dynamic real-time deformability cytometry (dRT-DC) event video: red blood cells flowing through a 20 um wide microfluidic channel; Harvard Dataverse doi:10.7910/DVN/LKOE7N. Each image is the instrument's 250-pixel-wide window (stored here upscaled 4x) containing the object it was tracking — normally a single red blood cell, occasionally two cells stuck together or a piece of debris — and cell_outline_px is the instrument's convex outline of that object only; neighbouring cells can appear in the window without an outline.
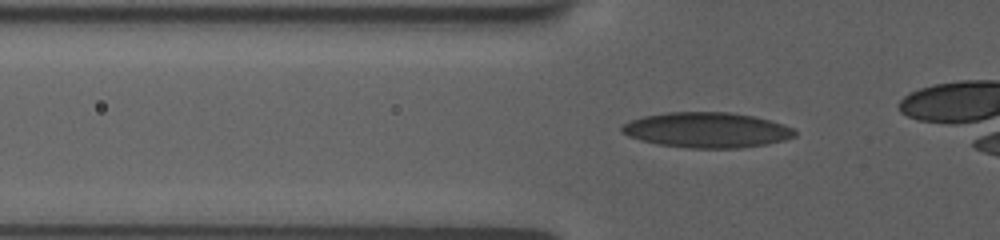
{"species": "human", "species_latin": "Homo sapiens", "temperature_condition": "room temperature", "stored_images_in_passage": 38, "camera_frame_rate_fps": 3000, "um_per_image_px": 0.085, "donor": {"sex": "female"}, "frame": {"image": 1, "passage_image": 9, "time_ms": 2.667, "image_size_px": [1000, 240], "cell_outline_px": [[796, 136], [784, 140], [764, 144], [740, 148], [688, 148], [656, 144], [640, 140], [628, 136], [620, 132], [620, 128], [624, 124], [632, 120], [644, 116], [668, 112], [728, 112], [752, 116], [772, 120], [784, 124], [792, 128], [796, 132]], "centroid_in_image_um": [60.07, 11.05], "position_along_channel_um": 65.7, "area_um2": 35.6}}
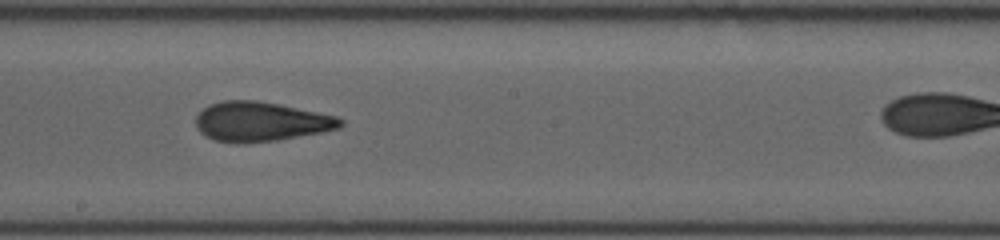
{"frame": {"image": 2, "passage_image": 22, "time_ms": 7.0, "image_size_px": [1000, 240], "cell_outline_px": [[344, 124], [340, 128], [320, 132], [276, 140], [216, 140], [204, 136], [196, 128], [196, 116], [208, 104], [220, 100], [256, 100], [280, 104], [340, 116], [344, 120]], "centroid_in_image_um": [22.21, 10.28], "position_along_channel_um": 226.0, "area_um2": 32.77}}
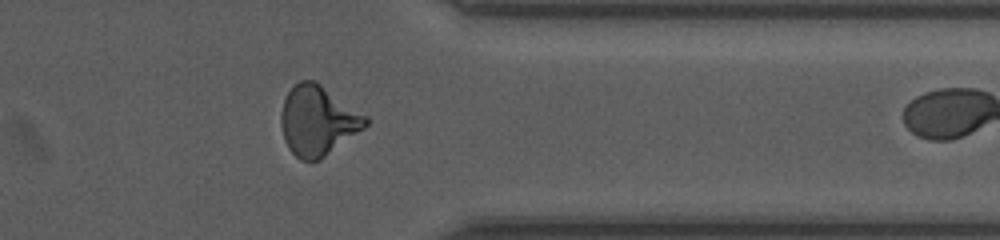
{"frame": {"image": 3, "passage_image": 35, "time_ms": 11.333, "image_size_px": [1000, 240], "cell_outline_px": [[368, 124], [364, 128], [320, 160], [312, 164], [300, 160], [288, 148], [284, 140], [280, 124], [280, 116], [284, 100], [288, 92], [300, 80], [316, 80], [368, 116]], "centroid_in_image_um": [27.01, 10.27], "position_along_channel_um": 384.4, "area_um2": 34.74}}